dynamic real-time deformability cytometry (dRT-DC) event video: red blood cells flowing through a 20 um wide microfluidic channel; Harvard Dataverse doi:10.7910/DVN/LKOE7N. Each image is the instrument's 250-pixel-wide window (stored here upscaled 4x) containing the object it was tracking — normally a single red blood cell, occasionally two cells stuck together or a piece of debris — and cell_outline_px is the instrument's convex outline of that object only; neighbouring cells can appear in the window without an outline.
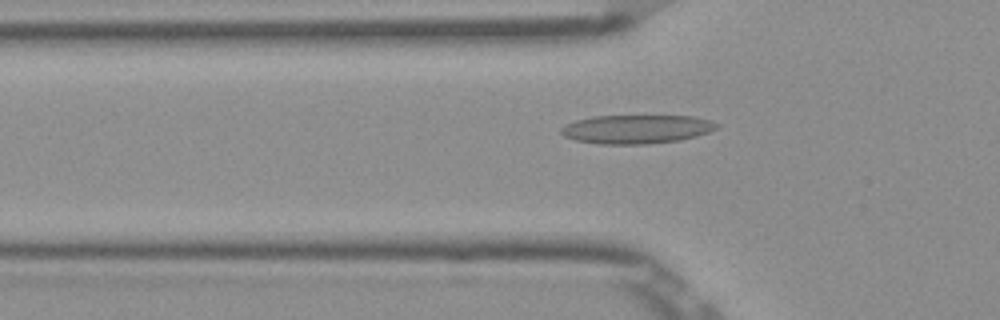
{"species": "Egyptian fruit bat (a non-hibernating species)", "species_latin": "Rousettus aegyptiacus", "temperature_condition": "room temperature", "stored_images_in_passage": 38, "camera_frame_rate_fps": 3000, "um_per_image_px": 0.085, "frame": {"image": 1, "passage_image": 3, "time_ms": 0.667, "image_size_px": [1000, 320], "cell_outline_px": [[720, 124], [716, 128], [708, 132], [696, 136], [680, 140], [644, 144], [600, 144], [576, 140], [564, 136], [560, 132], [560, 128], [576, 120], [592, 116], [692, 116], [712, 120]], "centroid_in_image_um": [54.12, 10.97], "position_along_channel_um": 71.7, "area_um2": 26.01}}
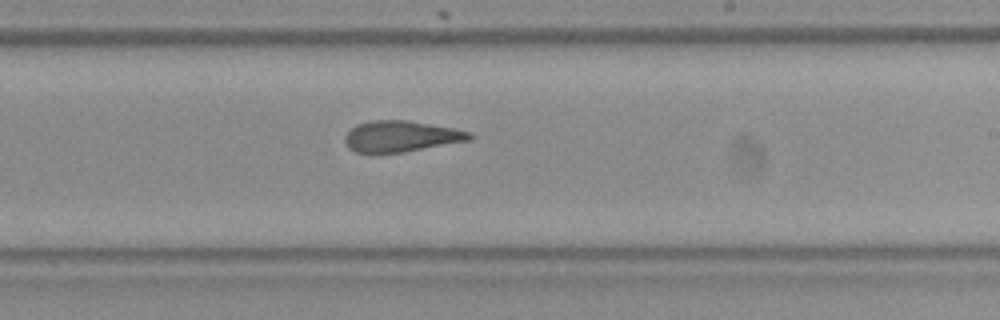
{"frame": {"image": 2, "passage_image": 17, "time_ms": 5.333, "image_size_px": [1000, 320], "cell_outline_px": [[476, 136], [472, 140], [404, 152], [376, 156], [356, 152], [348, 148], [344, 140], [344, 136], [356, 124], [372, 120], [408, 120], [452, 128], [472, 132]], "centroid_in_image_um": [34.07, 11.62], "position_along_channel_um": 254.9, "area_um2": 23.29}}
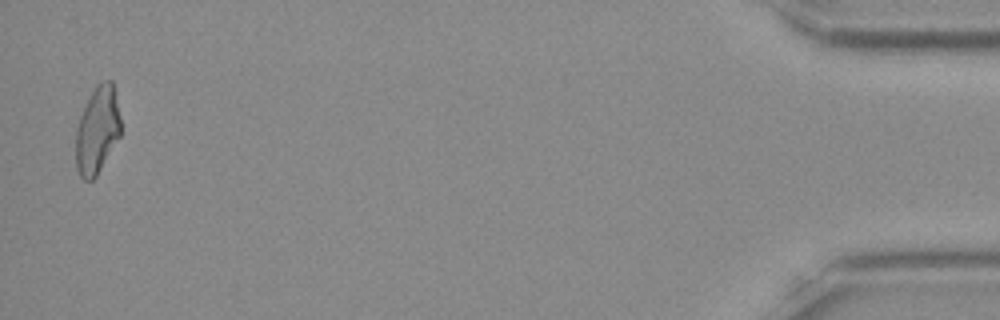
{"frame": {"image": 3, "passage_image": 37, "time_ms": 12.0, "image_size_px": [1000, 320], "cell_outline_px": [[120, 136], [96, 176], [92, 180], [84, 180], [80, 176], [76, 168], [76, 128], [80, 116], [96, 84], [104, 80], [112, 80], [120, 116]], "centroid_in_image_um": [8.26, 11.07], "position_along_channel_um": 426.9, "area_um2": 22.6}, "authors_computed_cell_mechanics": {"area_um2": 23.2934, "velocity_mm_per_s": 3.9013, "shape_relaxation_time_tau1_ms": null, "shape_relaxation_time_tau2_ms": 2.7055, "deformation_change_tau1": null, "deformation_change_tau2": 0.1094}}